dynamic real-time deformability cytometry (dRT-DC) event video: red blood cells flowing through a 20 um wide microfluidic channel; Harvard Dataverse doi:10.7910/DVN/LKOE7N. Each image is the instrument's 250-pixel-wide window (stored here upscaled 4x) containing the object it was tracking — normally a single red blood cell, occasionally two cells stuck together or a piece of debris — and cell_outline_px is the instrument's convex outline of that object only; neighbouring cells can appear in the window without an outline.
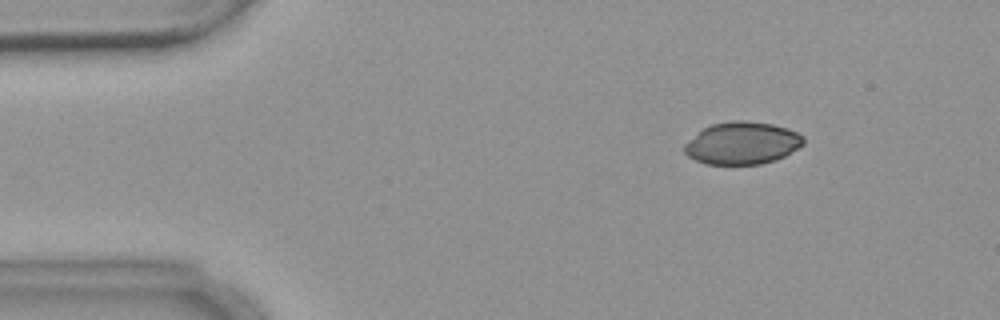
{"species": "common noctule bat (a hibernating species)", "species_latin": "Nyctalus noctula", "temperature_condition": "warm", "stored_images_in_passage": 7, "camera_frame_rate_fps": 3000, "um_per_image_px": 0.085, "animal": {"sex": "female", "body_mass_g": 18.4}, "frame": {"image": 1, "passage_image": 2, "time_ms": 1.333, "image_size_px": [1000, 320], "cell_outline_px": [[804, 144], [784, 156], [776, 160], [760, 164], [708, 164], [696, 160], [688, 156], [684, 152], [684, 144], [688, 140], [704, 128], [712, 124], [732, 120], [744, 120], [772, 124], [788, 128], [804, 136]], "centroid_in_image_um": [63.09, 12.16], "position_along_channel_um": 21.9, "area_um2": 29.36}}
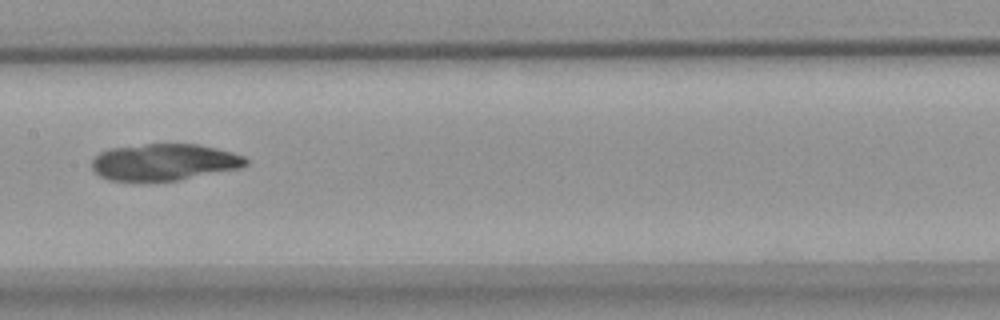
{"frame": {"image": 2, "passage_image": 7, "time_ms": 8.0, "image_size_px": [1000, 320], "cell_outline_px": [[248, 164], [240, 168], [176, 180], [108, 180], [100, 176], [92, 168], [92, 160], [100, 152], [108, 148], [144, 144], [200, 144], [232, 152], [244, 156], [248, 160]], "centroid_in_image_um": [13.96, 13.76], "position_along_channel_um": 193.4, "area_um2": 32.66}}